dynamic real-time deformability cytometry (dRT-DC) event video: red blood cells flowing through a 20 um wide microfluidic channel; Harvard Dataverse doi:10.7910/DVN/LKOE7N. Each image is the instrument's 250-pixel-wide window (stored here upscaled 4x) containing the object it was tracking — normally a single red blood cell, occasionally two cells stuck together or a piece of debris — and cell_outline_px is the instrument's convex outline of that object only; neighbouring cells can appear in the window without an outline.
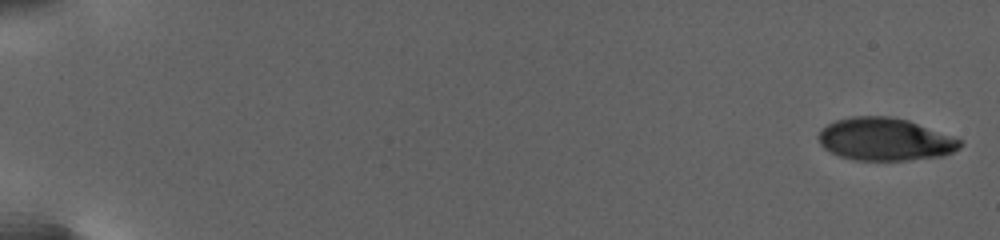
{"species": "human", "species_latin": "Homo sapiens", "temperature_condition": "warm", "stored_images_in_passage": 24, "camera_frame_rate_fps": 3000, "um_per_image_px": 0.085, "donor": {"sex": "female"}, "frame": {"image": 1, "passage_image": 1, "time_ms": 0.0, "image_size_px": [1000, 240], "cell_outline_px": [[964, 144], [960, 148], [952, 152], [940, 156], [908, 160], [852, 160], [840, 156], [824, 148], [820, 144], [816, 136], [828, 124], [836, 120], [852, 116], [888, 116], [908, 120], [964, 140]], "centroid_in_image_um": [75.24, 11.84], "position_along_channel_um": 9.8, "area_um2": 35.26}}
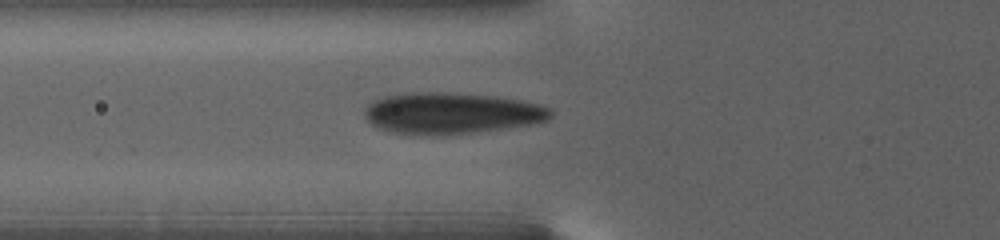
{"frame": {"image": 2, "passage_image": 14, "time_ms": 10.0, "image_size_px": [1000, 240], "cell_outline_px": [[552, 116], [548, 120], [536, 124], [476, 132], [388, 132], [372, 124], [364, 116], [364, 112], [368, 104], [376, 100], [388, 96], [428, 92], [432, 92], [496, 96], [524, 100], [540, 104], [552, 108]], "centroid_in_image_um": [38.5, 9.6], "position_along_channel_um": 87.3, "area_um2": 43.52}}
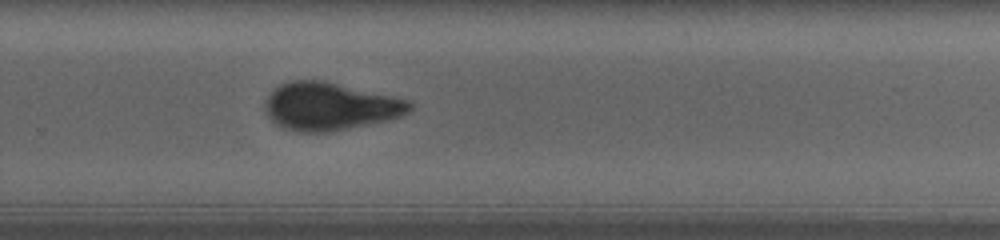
{"frame": {"image": 3, "passage_image": 24, "time_ms": 18.0, "image_size_px": [1000, 240], "cell_outline_px": [[412, 108], [408, 112], [392, 120], [328, 132], [300, 132], [284, 128], [276, 124], [268, 116], [264, 104], [268, 96], [280, 84], [292, 80], [324, 80], [392, 96], [408, 100], [412, 104]], "centroid_in_image_um": [28.05, 9.05], "position_along_channel_um": 301.7, "area_um2": 40.17}}